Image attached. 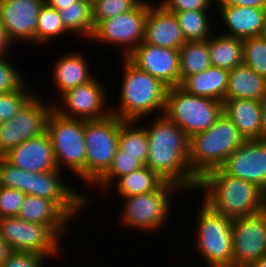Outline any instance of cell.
<instances>
[{
	"label": "cell",
	"mask_w": 266,
	"mask_h": 267,
	"mask_svg": "<svg viewBox=\"0 0 266 267\" xmlns=\"http://www.w3.org/2000/svg\"><path fill=\"white\" fill-rule=\"evenodd\" d=\"M153 118V119H152ZM142 125L148 136L146 166L164 181L178 185L185 191L196 192L199 180L192 174L188 162L189 137L164 115L151 117L148 126Z\"/></svg>",
	"instance_id": "1"
},
{
	"label": "cell",
	"mask_w": 266,
	"mask_h": 267,
	"mask_svg": "<svg viewBox=\"0 0 266 267\" xmlns=\"http://www.w3.org/2000/svg\"><path fill=\"white\" fill-rule=\"evenodd\" d=\"M64 176V172L60 170L38 173L25 171L0 157V186L18 189L26 195L49 199L74 221L94 200L85 194L87 191L82 193L68 183L66 185L65 179H62Z\"/></svg>",
	"instance_id": "2"
},
{
	"label": "cell",
	"mask_w": 266,
	"mask_h": 267,
	"mask_svg": "<svg viewBox=\"0 0 266 267\" xmlns=\"http://www.w3.org/2000/svg\"><path fill=\"white\" fill-rule=\"evenodd\" d=\"M214 211L231 219L256 215L266 209V194L256 185L227 175L220 168L205 174L196 191Z\"/></svg>",
	"instance_id": "3"
},
{
	"label": "cell",
	"mask_w": 266,
	"mask_h": 267,
	"mask_svg": "<svg viewBox=\"0 0 266 267\" xmlns=\"http://www.w3.org/2000/svg\"><path fill=\"white\" fill-rule=\"evenodd\" d=\"M120 60V99L117 107H111V114L123 121H138V124L150 114L163 115L169 87L158 78L140 70L127 57L120 56Z\"/></svg>",
	"instance_id": "4"
},
{
	"label": "cell",
	"mask_w": 266,
	"mask_h": 267,
	"mask_svg": "<svg viewBox=\"0 0 266 267\" xmlns=\"http://www.w3.org/2000/svg\"><path fill=\"white\" fill-rule=\"evenodd\" d=\"M244 141L233 122L222 113L209 129L189 137L188 162L192 174L200 180L220 168Z\"/></svg>",
	"instance_id": "5"
},
{
	"label": "cell",
	"mask_w": 266,
	"mask_h": 267,
	"mask_svg": "<svg viewBox=\"0 0 266 267\" xmlns=\"http://www.w3.org/2000/svg\"><path fill=\"white\" fill-rule=\"evenodd\" d=\"M201 201L195 215L193 249L201 256L205 267H233V219L214 211Z\"/></svg>",
	"instance_id": "6"
},
{
	"label": "cell",
	"mask_w": 266,
	"mask_h": 267,
	"mask_svg": "<svg viewBox=\"0 0 266 267\" xmlns=\"http://www.w3.org/2000/svg\"><path fill=\"white\" fill-rule=\"evenodd\" d=\"M182 192L185 191L178 185L165 181L157 190L150 193L121 197L123 209L119 212V223L125 226V229L131 228L130 230L142 233L165 230L173 209L171 200L175 194L177 196V193Z\"/></svg>",
	"instance_id": "7"
},
{
	"label": "cell",
	"mask_w": 266,
	"mask_h": 267,
	"mask_svg": "<svg viewBox=\"0 0 266 267\" xmlns=\"http://www.w3.org/2000/svg\"><path fill=\"white\" fill-rule=\"evenodd\" d=\"M46 132L50 136L57 168L62 172L69 170L86 186L84 120L65 118L53 110L47 119Z\"/></svg>",
	"instance_id": "8"
},
{
	"label": "cell",
	"mask_w": 266,
	"mask_h": 267,
	"mask_svg": "<svg viewBox=\"0 0 266 267\" xmlns=\"http://www.w3.org/2000/svg\"><path fill=\"white\" fill-rule=\"evenodd\" d=\"M223 113V102L169 87L163 115L190 137L209 129Z\"/></svg>",
	"instance_id": "9"
},
{
	"label": "cell",
	"mask_w": 266,
	"mask_h": 267,
	"mask_svg": "<svg viewBox=\"0 0 266 267\" xmlns=\"http://www.w3.org/2000/svg\"><path fill=\"white\" fill-rule=\"evenodd\" d=\"M120 119L114 114L99 120H84L86 186L108 171L119 146Z\"/></svg>",
	"instance_id": "10"
},
{
	"label": "cell",
	"mask_w": 266,
	"mask_h": 267,
	"mask_svg": "<svg viewBox=\"0 0 266 267\" xmlns=\"http://www.w3.org/2000/svg\"><path fill=\"white\" fill-rule=\"evenodd\" d=\"M0 234L16 252H28L49 257L63 256L62 239L51 227L18 217L0 218ZM62 241V242H61Z\"/></svg>",
	"instance_id": "11"
},
{
	"label": "cell",
	"mask_w": 266,
	"mask_h": 267,
	"mask_svg": "<svg viewBox=\"0 0 266 267\" xmlns=\"http://www.w3.org/2000/svg\"><path fill=\"white\" fill-rule=\"evenodd\" d=\"M155 1L142 0L133 10L99 21L89 41L119 46L121 57H127L144 39L145 23L150 6Z\"/></svg>",
	"instance_id": "12"
},
{
	"label": "cell",
	"mask_w": 266,
	"mask_h": 267,
	"mask_svg": "<svg viewBox=\"0 0 266 267\" xmlns=\"http://www.w3.org/2000/svg\"><path fill=\"white\" fill-rule=\"evenodd\" d=\"M41 99L36 93L9 121L0 123V157L26 140L46 132L53 102Z\"/></svg>",
	"instance_id": "13"
},
{
	"label": "cell",
	"mask_w": 266,
	"mask_h": 267,
	"mask_svg": "<svg viewBox=\"0 0 266 267\" xmlns=\"http://www.w3.org/2000/svg\"><path fill=\"white\" fill-rule=\"evenodd\" d=\"M102 83L96 75L91 81L67 90L58 102L53 101V110L69 119L99 120L109 116L108 90Z\"/></svg>",
	"instance_id": "14"
},
{
	"label": "cell",
	"mask_w": 266,
	"mask_h": 267,
	"mask_svg": "<svg viewBox=\"0 0 266 267\" xmlns=\"http://www.w3.org/2000/svg\"><path fill=\"white\" fill-rule=\"evenodd\" d=\"M233 267H246L266 256V209L232 220Z\"/></svg>",
	"instance_id": "15"
},
{
	"label": "cell",
	"mask_w": 266,
	"mask_h": 267,
	"mask_svg": "<svg viewBox=\"0 0 266 267\" xmlns=\"http://www.w3.org/2000/svg\"><path fill=\"white\" fill-rule=\"evenodd\" d=\"M220 169L256 185L266 194V139L245 140Z\"/></svg>",
	"instance_id": "16"
},
{
	"label": "cell",
	"mask_w": 266,
	"mask_h": 267,
	"mask_svg": "<svg viewBox=\"0 0 266 267\" xmlns=\"http://www.w3.org/2000/svg\"><path fill=\"white\" fill-rule=\"evenodd\" d=\"M45 0H0V21L15 45L16 41L36 44L38 15Z\"/></svg>",
	"instance_id": "17"
},
{
	"label": "cell",
	"mask_w": 266,
	"mask_h": 267,
	"mask_svg": "<svg viewBox=\"0 0 266 267\" xmlns=\"http://www.w3.org/2000/svg\"><path fill=\"white\" fill-rule=\"evenodd\" d=\"M127 58L168 87L180 86L179 50L141 43Z\"/></svg>",
	"instance_id": "18"
},
{
	"label": "cell",
	"mask_w": 266,
	"mask_h": 267,
	"mask_svg": "<svg viewBox=\"0 0 266 267\" xmlns=\"http://www.w3.org/2000/svg\"><path fill=\"white\" fill-rule=\"evenodd\" d=\"M2 157L11 165L33 173L59 170L47 132L26 140Z\"/></svg>",
	"instance_id": "19"
},
{
	"label": "cell",
	"mask_w": 266,
	"mask_h": 267,
	"mask_svg": "<svg viewBox=\"0 0 266 267\" xmlns=\"http://www.w3.org/2000/svg\"><path fill=\"white\" fill-rule=\"evenodd\" d=\"M185 42L174 13L154 2L147 13L143 43L179 50Z\"/></svg>",
	"instance_id": "20"
},
{
	"label": "cell",
	"mask_w": 266,
	"mask_h": 267,
	"mask_svg": "<svg viewBox=\"0 0 266 267\" xmlns=\"http://www.w3.org/2000/svg\"><path fill=\"white\" fill-rule=\"evenodd\" d=\"M228 30L221 32L234 38L246 39L262 36L266 25V8L215 5Z\"/></svg>",
	"instance_id": "21"
},
{
	"label": "cell",
	"mask_w": 266,
	"mask_h": 267,
	"mask_svg": "<svg viewBox=\"0 0 266 267\" xmlns=\"http://www.w3.org/2000/svg\"><path fill=\"white\" fill-rule=\"evenodd\" d=\"M65 54V55H64ZM62 56H58L52 67V76L55 89L58 97H60L67 90L76 88L79 85L85 84L91 81L95 74L91 70L89 62V56L83 55L84 53L77 50L70 53H64ZM88 60H87V59ZM94 74V75H93Z\"/></svg>",
	"instance_id": "22"
},
{
	"label": "cell",
	"mask_w": 266,
	"mask_h": 267,
	"mask_svg": "<svg viewBox=\"0 0 266 267\" xmlns=\"http://www.w3.org/2000/svg\"><path fill=\"white\" fill-rule=\"evenodd\" d=\"M17 217L51 227L61 238L73 226V221L53 201L33 195L25 196Z\"/></svg>",
	"instance_id": "23"
},
{
	"label": "cell",
	"mask_w": 266,
	"mask_h": 267,
	"mask_svg": "<svg viewBox=\"0 0 266 267\" xmlns=\"http://www.w3.org/2000/svg\"><path fill=\"white\" fill-rule=\"evenodd\" d=\"M223 114L233 122L245 140L262 139L261 101L224 100Z\"/></svg>",
	"instance_id": "24"
},
{
	"label": "cell",
	"mask_w": 266,
	"mask_h": 267,
	"mask_svg": "<svg viewBox=\"0 0 266 267\" xmlns=\"http://www.w3.org/2000/svg\"><path fill=\"white\" fill-rule=\"evenodd\" d=\"M266 96V78L242 63L228 74L225 100L244 99L261 101Z\"/></svg>",
	"instance_id": "25"
},
{
	"label": "cell",
	"mask_w": 266,
	"mask_h": 267,
	"mask_svg": "<svg viewBox=\"0 0 266 267\" xmlns=\"http://www.w3.org/2000/svg\"><path fill=\"white\" fill-rule=\"evenodd\" d=\"M229 71L210 66L201 73L187 77L180 87L195 96L212 98L223 102L228 87Z\"/></svg>",
	"instance_id": "26"
},
{
	"label": "cell",
	"mask_w": 266,
	"mask_h": 267,
	"mask_svg": "<svg viewBox=\"0 0 266 267\" xmlns=\"http://www.w3.org/2000/svg\"><path fill=\"white\" fill-rule=\"evenodd\" d=\"M217 33L207 39L211 65L231 71L243 63V40Z\"/></svg>",
	"instance_id": "27"
},
{
	"label": "cell",
	"mask_w": 266,
	"mask_h": 267,
	"mask_svg": "<svg viewBox=\"0 0 266 267\" xmlns=\"http://www.w3.org/2000/svg\"><path fill=\"white\" fill-rule=\"evenodd\" d=\"M165 181L149 167L144 165L134 172L120 177L110 189L117 192L118 197H129L150 193L157 190ZM113 187V188H112ZM117 190H116V189Z\"/></svg>",
	"instance_id": "28"
},
{
	"label": "cell",
	"mask_w": 266,
	"mask_h": 267,
	"mask_svg": "<svg viewBox=\"0 0 266 267\" xmlns=\"http://www.w3.org/2000/svg\"><path fill=\"white\" fill-rule=\"evenodd\" d=\"M62 24L71 34L89 40L94 30L92 5L90 0H78L65 8L58 10ZM79 33V34H78Z\"/></svg>",
	"instance_id": "29"
},
{
	"label": "cell",
	"mask_w": 266,
	"mask_h": 267,
	"mask_svg": "<svg viewBox=\"0 0 266 267\" xmlns=\"http://www.w3.org/2000/svg\"><path fill=\"white\" fill-rule=\"evenodd\" d=\"M210 66L207 40L185 42L179 49L180 84L187 77L201 73Z\"/></svg>",
	"instance_id": "30"
},
{
	"label": "cell",
	"mask_w": 266,
	"mask_h": 267,
	"mask_svg": "<svg viewBox=\"0 0 266 267\" xmlns=\"http://www.w3.org/2000/svg\"><path fill=\"white\" fill-rule=\"evenodd\" d=\"M138 121L120 119L119 146L122 154L135 155L144 165L148 158V136L146 129ZM137 124V125H136ZM141 125V126H140Z\"/></svg>",
	"instance_id": "31"
},
{
	"label": "cell",
	"mask_w": 266,
	"mask_h": 267,
	"mask_svg": "<svg viewBox=\"0 0 266 267\" xmlns=\"http://www.w3.org/2000/svg\"><path fill=\"white\" fill-rule=\"evenodd\" d=\"M208 12V13H207ZM208 14V15H207ZM186 42L207 40L214 29L211 12L207 10L174 12ZM213 26V27H212Z\"/></svg>",
	"instance_id": "32"
},
{
	"label": "cell",
	"mask_w": 266,
	"mask_h": 267,
	"mask_svg": "<svg viewBox=\"0 0 266 267\" xmlns=\"http://www.w3.org/2000/svg\"><path fill=\"white\" fill-rule=\"evenodd\" d=\"M144 164L135 155L122 154L118 148L113 162L108 171L93 185L98 191L108 192L111 186L122 176L134 172L143 167Z\"/></svg>",
	"instance_id": "33"
},
{
	"label": "cell",
	"mask_w": 266,
	"mask_h": 267,
	"mask_svg": "<svg viewBox=\"0 0 266 267\" xmlns=\"http://www.w3.org/2000/svg\"><path fill=\"white\" fill-rule=\"evenodd\" d=\"M69 34L62 24L58 10L46 3L40 10L36 28V43L39 45L55 42L56 37ZM54 38V39H53Z\"/></svg>",
	"instance_id": "34"
},
{
	"label": "cell",
	"mask_w": 266,
	"mask_h": 267,
	"mask_svg": "<svg viewBox=\"0 0 266 267\" xmlns=\"http://www.w3.org/2000/svg\"><path fill=\"white\" fill-rule=\"evenodd\" d=\"M243 63L266 78V41L262 36L243 39Z\"/></svg>",
	"instance_id": "35"
},
{
	"label": "cell",
	"mask_w": 266,
	"mask_h": 267,
	"mask_svg": "<svg viewBox=\"0 0 266 267\" xmlns=\"http://www.w3.org/2000/svg\"><path fill=\"white\" fill-rule=\"evenodd\" d=\"M26 83L17 91L0 93V123L9 121L35 95Z\"/></svg>",
	"instance_id": "36"
},
{
	"label": "cell",
	"mask_w": 266,
	"mask_h": 267,
	"mask_svg": "<svg viewBox=\"0 0 266 267\" xmlns=\"http://www.w3.org/2000/svg\"><path fill=\"white\" fill-rule=\"evenodd\" d=\"M142 0H92L94 25L99 21L113 18L133 10Z\"/></svg>",
	"instance_id": "37"
},
{
	"label": "cell",
	"mask_w": 266,
	"mask_h": 267,
	"mask_svg": "<svg viewBox=\"0 0 266 267\" xmlns=\"http://www.w3.org/2000/svg\"><path fill=\"white\" fill-rule=\"evenodd\" d=\"M8 56L10 55L0 57V93L17 91L26 83L24 76Z\"/></svg>",
	"instance_id": "38"
},
{
	"label": "cell",
	"mask_w": 266,
	"mask_h": 267,
	"mask_svg": "<svg viewBox=\"0 0 266 267\" xmlns=\"http://www.w3.org/2000/svg\"><path fill=\"white\" fill-rule=\"evenodd\" d=\"M25 196L18 189L0 186V218L17 217Z\"/></svg>",
	"instance_id": "39"
},
{
	"label": "cell",
	"mask_w": 266,
	"mask_h": 267,
	"mask_svg": "<svg viewBox=\"0 0 266 267\" xmlns=\"http://www.w3.org/2000/svg\"><path fill=\"white\" fill-rule=\"evenodd\" d=\"M166 11L170 13L181 11L208 10L211 12L216 0H158ZM209 8V9H208Z\"/></svg>",
	"instance_id": "40"
},
{
	"label": "cell",
	"mask_w": 266,
	"mask_h": 267,
	"mask_svg": "<svg viewBox=\"0 0 266 267\" xmlns=\"http://www.w3.org/2000/svg\"><path fill=\"white\" fill-rule=\"evenodd\" d=\"M48 258L35 253L13 251L0 267H45Z\"/></svg>",
	"instance_id": "41"
},
{
	"label": "cell",
	"mask_w": 266,
	"mask_h": 267,
	"mask_svg": "<svg viewBox=\"0 0 266 267\" xmlns=\"http://www.w3.org/2000/svg\"><path fill=\"white\" fill-rule=\"evenodd\" d=\"M215 5L266 8V0H216Z\"/></svg>",
	"instance_id": "42"
},
{
	"label": "cell",
	"mask_w": 266,
	"mask_h": 267,
	"mask_svg": "<svg viewBox=\"0 0 266 267\" xmlns=\"http://www.w3.org/2000/svg\"><path fill=\"white\" fill-rule=\"evenodd\" d=\"M14 44L9 39L4 26L0 21V57L9 55V47L13 46ZM8 52V53H7Z\"/></svg>",
	"instance_id": "43"
},
{
	"label": "cell",
	"mask_w": 266,
	"mask_h": 267,
	"mask_svg": "<svg viewBox=\"0 0 266 267\" xmlns=\"http://www.w3.org/2000/svg\"><path fill=\"white\" fill-rule=\"evenodd\" d=\"M13 250L0 234V266L9 258Z\"/></svg>",
	"instance_id": "44"
},
{
	"label": "cell",
	"mask_w": 266,
	"mask_h": 267,
	"mask_svg": "<svg viewBox=\"0 0 266 267\" xmlns=\"http://www.w3.org/2000/svg\"><path fill=\"white\" fill-rule=\"evenodd\" d=\"M78 0H45V3L56 10H61Z\"/></svg>",
	"instance_id": "45"
},
{
	"label": "cell",
	"mask_w": 266,
	"mask_h": 267,
	"mask_svg": "<svg viewBox=\"0 0 266 267\" xmlns=\"http://www.w3.org/2000/svg\"><path fill=\"white\" fill-rule=\"evenodd\" d=\"M262 139H266V96L261 100Z\"/></svg>",
	"instance_id": "46"
},
{
	"label": "cell",
	"mask_w": 266,
	"mask_h": 267,
	"mask_svg": "<svg viewBox=\"0 0 266 267\" xmlns=\"http://www.w3.org/2000/svg\"><path fill=\"white\" fill-rule=\"evenodd\" d=\"M246 267H266V256L252 263H249Z\"/></svg>",
	"instance_id": "47"
},
{
	"label": "cell",
	"mask_w": 266,
	"mask_h": 267,
	"mask_svg": "<svg viewBox=\"0 0 266 267\" xmlns=\"http://www.w3.org/2000/svg\"><path fill=\"white\" fill-rule=\"evenodd\" d=\"M262 37L265 39L266 41V25H265V28L263 30V33H262Z\"/></svg>",
	"instance_id": "48"
}]
</instances>
